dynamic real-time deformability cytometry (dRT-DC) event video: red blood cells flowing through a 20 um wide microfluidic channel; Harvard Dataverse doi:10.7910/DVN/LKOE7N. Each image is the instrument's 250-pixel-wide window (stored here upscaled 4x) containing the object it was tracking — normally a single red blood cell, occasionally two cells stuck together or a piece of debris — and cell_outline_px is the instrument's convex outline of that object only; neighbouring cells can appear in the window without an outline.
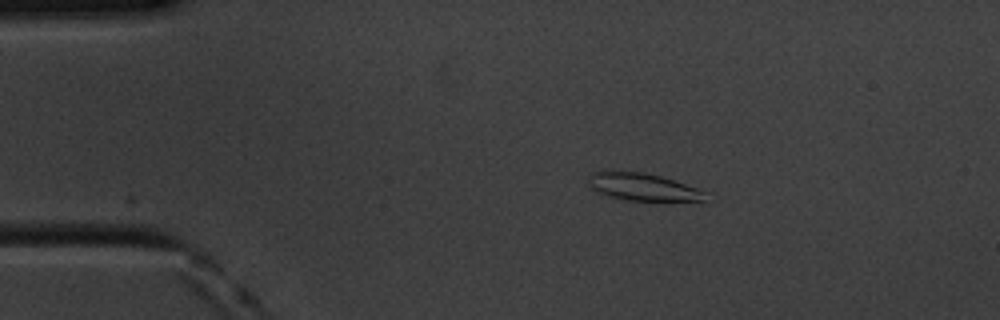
{"species": "common noctule bat (a hibernating species)", "species_latin": "Nyctalus noctula", "temperature_condition": "cold", "stored_images_in_passage": 2, "camera_frame_rate_fps": 3000, "um_per_image_px": 0.085, "animal": {"sex": "male", "body_mass_g": 20.1, "forearm_length_mm": 53.5}, "frame": {"image": 1, "passage_image": 1, "time_ms": 0.0, "image_size_px": [1000, 320], "cell_outline_px": [[708, 192], [704, 200], [628, 200], [600, 196], [588, 184], [592, 172], [600, 168], [612, 168], [644, 172], [660, 176]], "centroid_in_image_um": [54.47, 15.84], "position_along_channel_um": 30.5, "area_um2": 19.25}}